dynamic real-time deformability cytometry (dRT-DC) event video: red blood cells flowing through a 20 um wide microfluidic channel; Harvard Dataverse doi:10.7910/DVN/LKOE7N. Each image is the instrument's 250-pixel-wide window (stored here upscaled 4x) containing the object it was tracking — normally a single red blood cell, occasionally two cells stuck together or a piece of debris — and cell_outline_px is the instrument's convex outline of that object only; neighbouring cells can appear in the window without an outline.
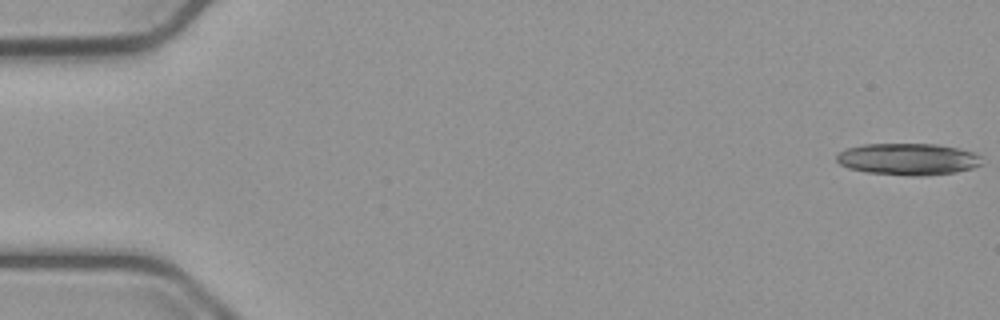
{"species": "common noctule bat (a hibernating species)", "species_latin": "Nyctalus noctula", "temperature_condition": "cold", "stored_images_in_passage": 20, "camera_frame_rate_fps": 3000, "um_per_image_px": 0.085, "animal": {"sex": "male", "body_mass_g": 23.1, "forearm_length_mm": 52.7}, "frame": {"image": 1, "passage_image": 1, "time_ms": 0.0, "image_size_px": [1000, 320], "cell_outline_px": [[984, 164], [972, 168], [956, 172], [924, 176], [908, 176], [864, 172], [848, 168], [840, 164], [836, 160], [836, 152], [844, 148], [864, 144], [936, 144], [960, 148], [976, 152], [980, 156]], "centroid_in_image_um": [77.18, 13.53], "position_along_channel_um": 7.8, "area_um2": 27.46}}